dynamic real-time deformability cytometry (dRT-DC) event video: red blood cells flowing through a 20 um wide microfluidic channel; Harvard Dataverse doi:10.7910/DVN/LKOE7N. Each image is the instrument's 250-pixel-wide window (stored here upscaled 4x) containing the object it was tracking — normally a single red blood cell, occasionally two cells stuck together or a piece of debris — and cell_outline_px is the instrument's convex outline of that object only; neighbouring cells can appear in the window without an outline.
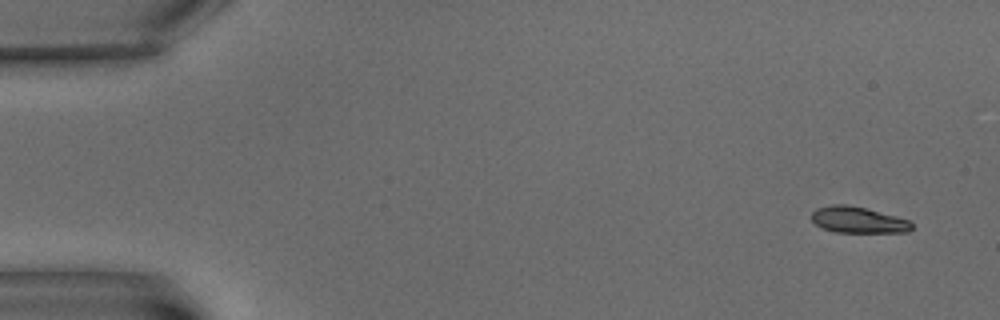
{"species": "common noctule bat (a hibernating species)", "species_latin": "Nyctalus noctula", "temperature_condition": "warm", "stored_images_in_passage": 5, "camera_frame_rate_fps": 3000, "um_per_image_px": 0.085, "animal": {"sex": "male", "body_mass_g": 15.6}, "frame": {"image": 1, "passage_image": 1, "time_ms": 0.0, "image_size_px": [1000, 320], "cell_outline_px": [[912, 228], [908, 232], [836, 232], [824, 228], [816, 224], [812, 220], [812, 212], [816, 208], [832, 204], [848, 204], [896, 216], [908, 220], [912, 224]], "centroid_in_image_um": [72.92, 18.68], "position_along_channel_um": 12.1, "area_um2": 15.14}}
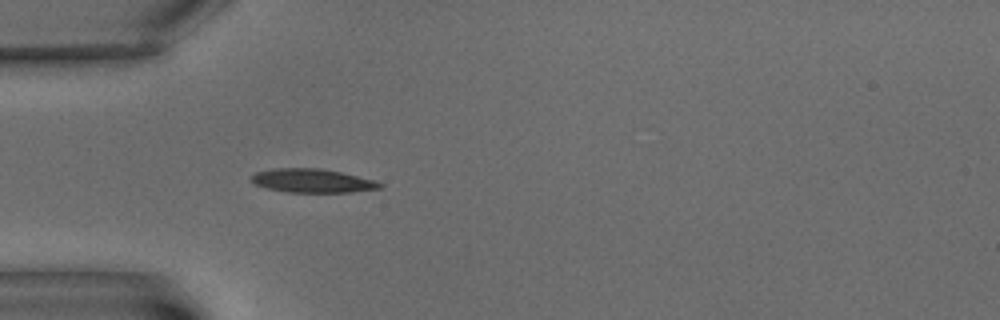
{"frame": {"image": 2, "passage_image": 5, "time_ms": 5.667, "image_size_px": [1000, 320], "cell_outline_px": [[384, 188], [352, 192], [288, 192], [264, 188], [256, 184], [248, 176], [256, 172], [272, 168], [320, 168], [340, 172], [376, 180], [384, 184]], "centroid_in_image_um": [26.56, 15.36], "position_along_channel_um": 58.4, "area_um2": 17.98}}